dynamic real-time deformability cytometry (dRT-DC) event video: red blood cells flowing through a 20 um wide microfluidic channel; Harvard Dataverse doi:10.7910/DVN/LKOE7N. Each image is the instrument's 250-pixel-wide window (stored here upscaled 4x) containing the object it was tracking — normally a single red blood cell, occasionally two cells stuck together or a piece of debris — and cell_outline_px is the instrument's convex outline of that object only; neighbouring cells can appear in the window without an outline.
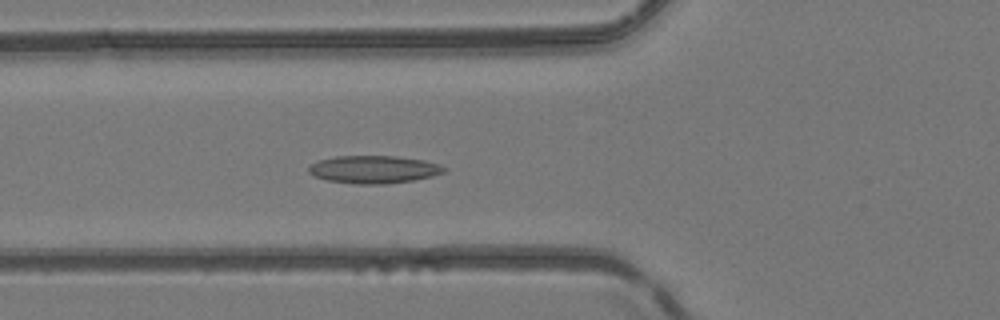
{"species": "common noctule bat (a hibernating species)", "species_latin": "Nyctalus noctula", "temperature_condition": "room temperature", "stored_images_in_passage": 29, "camera_frame_rate_fps": 3000, "um_per_image_px": 0.085, "animal": {"sex": "female", "body_mass_g": 24.6, "forearm_length_mm": 56.2}, "frame": {"image": 1, "passage_image": 7, "time_ms": 2.0, "image_size_px": [1000, 320], "cell_outline_px": [[448, 168], [444, 172], [432, 176], [412, 180], [384, 184], [356, 184], [328, 180], [316, 176], [308, 172], [308, 168], [312, 164], [320, 160], [336, 156], [396, 156], [424, 160], [440, 164]], "centroid_in_image_um": [31.81, 14.4], "position_along_channel_um": 94.0, "area_um2": 21.73}}
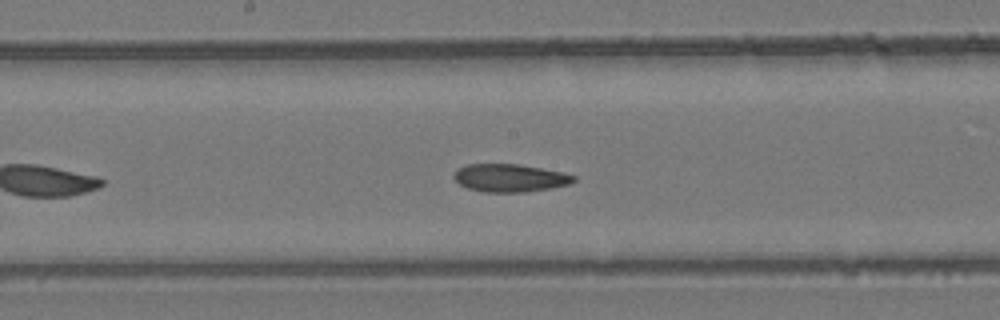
{"frame": {"image": 2, "passage_image": 15, "time_ms": 4.667, "image_size_px": [1000, 320], "cell_outline_px": [[576, 180], [568, 184], [552, 188], [524, 192], [484, 192], [468, 188], [460, 184], [452, 176], [456, 168], [468, 164], [516, 164], [564, 172], [576, 176]], "centroid_in_image_um": [43.33, 15.12], "position_along_channel_um": 204.9, "area_um2": 19.48}}
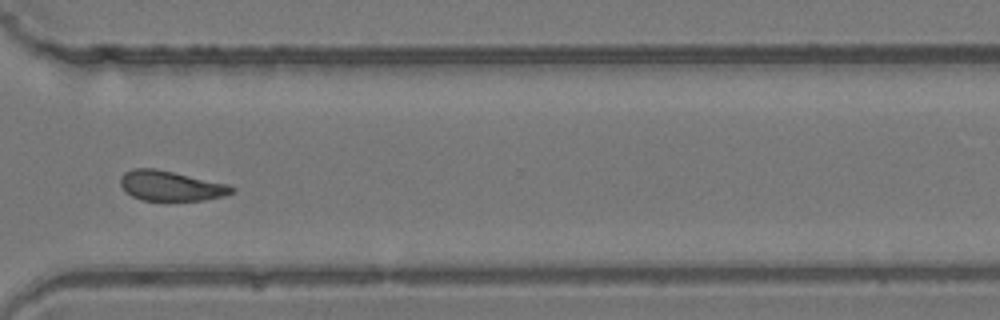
{"frame": {"image": 3, "passage_image": 26, "time_ms": 8.333, "image_size_px": [1000, 320], "cell_outline_px": [[236, 188], [232, 192], [224, 196], [204, 200], [140, 200], [124, 192], [120, 184], [120, 176], [124, 172], [132, 168], [156, 168], [228, 184]], "centroid_in_image_um": [14.47, 15.79], "position_along_channel_um": 356.1, "area_um2": 19.59}, "authors_computed_cell_mechanics": {"area_um2": 19.9988, "velocity_mm_per_s": 4.1359, "shape_relaxation_time_tau1_ms": 4.8234, "shape_relaxation_time_tau2_ms": 5.903, "deformation_change_tau1": 0.1343, "deformation_change_tau2": 0.1411}}